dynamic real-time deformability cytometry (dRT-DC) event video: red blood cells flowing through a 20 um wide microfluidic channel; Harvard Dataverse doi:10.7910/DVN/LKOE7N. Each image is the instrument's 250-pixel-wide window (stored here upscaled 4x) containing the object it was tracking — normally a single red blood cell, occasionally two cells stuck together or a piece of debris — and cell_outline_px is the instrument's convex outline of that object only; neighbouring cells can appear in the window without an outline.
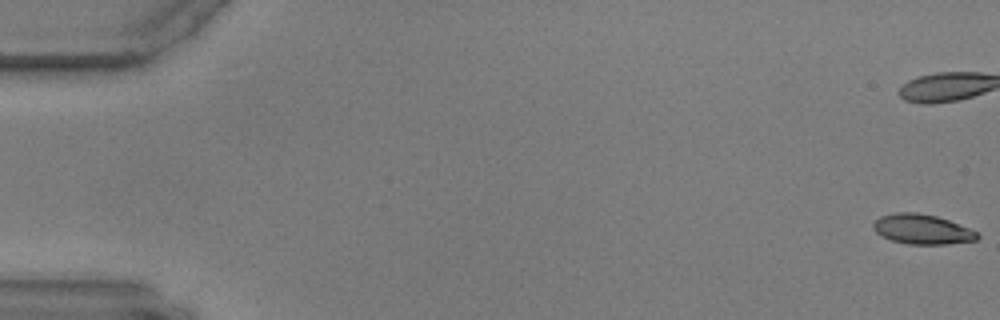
{"species": "common noctule bat (a hibernating species)", "species_latin": "Nyctalus noctula", "temperature_condition": "warm", "stored_images_in_passage": 11, "camera_frame_rate_fps": 3000, "um_per_image_px": 0.085, "animal": {"sex": "male", "body_mass_g": 17.9, "forearm_length_mm": 54.2}, "frame": {"image": 1, "passage_image": 1, "time_ms": 0.0, "image_size_px": [1000, 320], "cell_outline_px": [[980, 236], [976, 240], [948, 244], [908, 244], [892, 240], [880, 236], [872, 228], [872, 224], [880, 216], [896, 212], [916, 212], [936, 216], [948, 220], [968, 228], [976, 232]], "centroid_in_image_um": [78.34, 19.48], "position_along_channel_um": 6.7, "area_um2": 18.03}}